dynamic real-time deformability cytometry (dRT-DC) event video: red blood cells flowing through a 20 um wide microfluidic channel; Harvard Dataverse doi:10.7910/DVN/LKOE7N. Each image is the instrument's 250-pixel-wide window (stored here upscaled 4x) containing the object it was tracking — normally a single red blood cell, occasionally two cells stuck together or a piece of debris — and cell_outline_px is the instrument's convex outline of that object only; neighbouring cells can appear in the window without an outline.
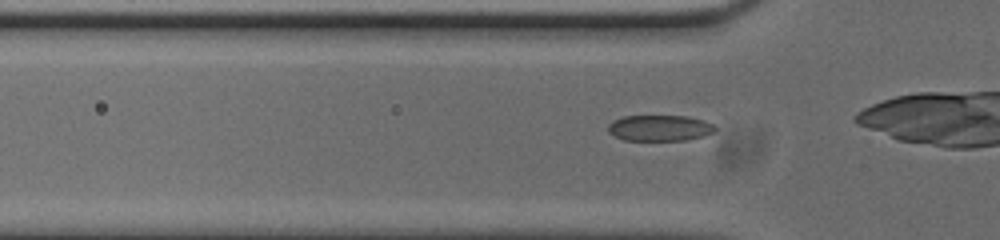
{"species": "common noctule bat (a hibernating species)", "species_latin": "Nyctalus noctula", "temperature_condition": "cold", "stored_images_in_passage": 35, "camera_frame_rate_fps": 3000, "um_per_image_px": 0.085, "animal": {"sex": "male", "body_mass_g": 20.0, "forearm_length_mm": 53.3}, "frame": {"image": 1, "passage_image": 10, "time_ms": 3.0, "image_size_px": [1000, 240], "cell_outline_px": [[716, 128], [712, 132], [704, 136], [684, 140], [624, 140], [608, 132], [608, 124], [612, 120], [624, 116], [688, 116], [704, 120], [712, 124]], "centroid_in_image_um": [56.05, 10.87], "position_along_channel_um": 69.7, "area_um2": 16.13}}
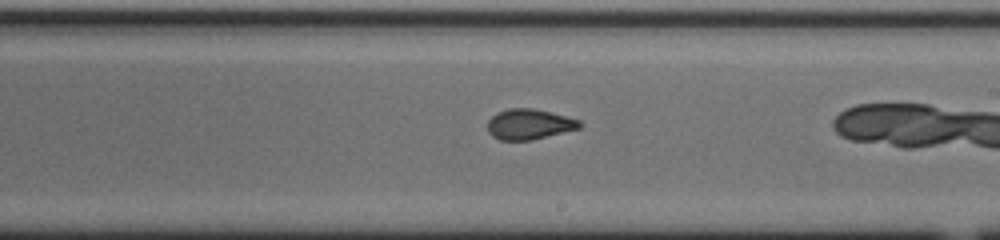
{"frame": {"image": 2, "passage_image": 24, "time_ms": 7.667, "image_size_px": [1000, 240], "cell_outline_px": [[580, 128], [532, 140], [500, 140], [492, 136], [488, 132], [488, 120], [496, 112], [508, 108], [532, 108], [552, 112], [580, 120]], "centroid_in_image_um": [44.96, 10.55], "position_along_channel_um": 244.0, "area_um2": 16.36}}
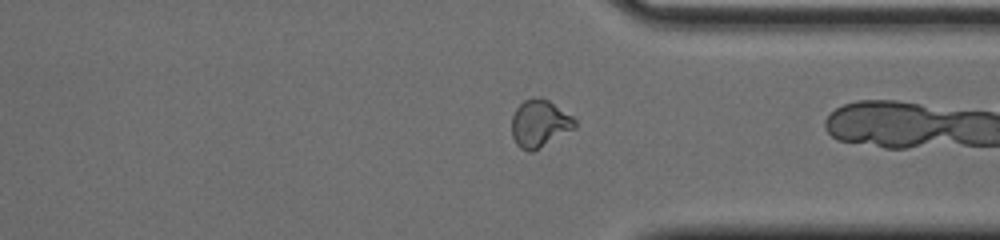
{"frame": {"image": 3, "passage_image": 34, "time_ms": 11.0, "image_size_px": [1000, 240], "cell_outline_px": [[576, 128], [532, 152], [528, 152], [520, 148], [516, 144], [512, 136], [512, 116], [516, 108], [524, 100], [532, 96], [540, 96], [548, 100], [572, 116], [576, 120]], "centroid_in_image_um": [45.86, 10.49], "position_along_channel_um": 365.5, "area_um2": 17.57}}